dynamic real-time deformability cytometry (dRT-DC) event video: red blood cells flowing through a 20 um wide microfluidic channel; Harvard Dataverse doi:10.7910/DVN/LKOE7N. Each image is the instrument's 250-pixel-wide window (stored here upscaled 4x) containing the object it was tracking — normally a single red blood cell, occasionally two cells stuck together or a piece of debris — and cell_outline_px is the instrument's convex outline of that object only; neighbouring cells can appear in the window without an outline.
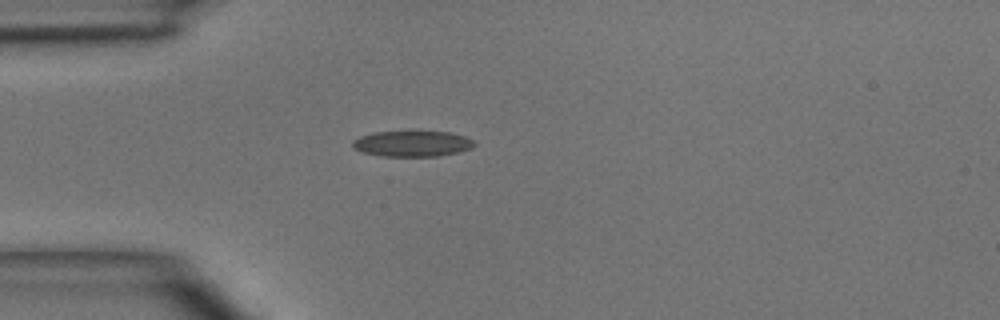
{"species": "common noctule bat (a hibernating species)", "species_latin": "Nyctalus noctula", "temperature_condition": "room temperature", "stored_images_in_passage": 1, "camera_frame_rate_fps": 3000, "um_per_image_px": 0.085, "animal": {"sex": "male", "body_mass_g": 15.6}, "frame": {"image": 1, "passage_image": 1, "time_ms": 0.0, "image_size_px": [1000, 320], "cell_outline_px": [[476, 144], [472, 148], [456, 152], [436, 156], [380, 156], [364, 152], [352, 148], [352, 140], [360, 136], [376, 132], [448, 132], [464, 136], [472, 140]], "centroid_in_image_um": [35.01, 12.22], "position_along_channel_um": 50.0, "area_um2": 18.03}}